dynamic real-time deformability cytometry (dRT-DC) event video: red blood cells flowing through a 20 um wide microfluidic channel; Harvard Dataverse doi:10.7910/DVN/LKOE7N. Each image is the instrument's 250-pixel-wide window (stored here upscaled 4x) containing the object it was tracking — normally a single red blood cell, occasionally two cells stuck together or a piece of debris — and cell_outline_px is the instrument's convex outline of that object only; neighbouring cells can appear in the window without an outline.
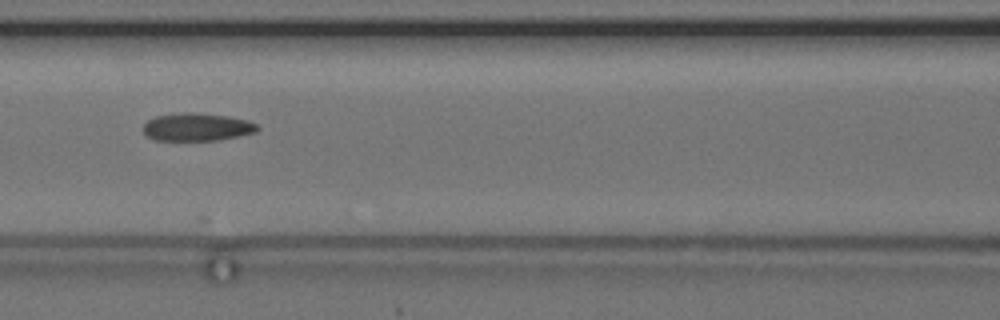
{"species": "common noctule bat (a hibernating species)", "species_latin": "Nyctalus noctula", "temperature_condition": "cold", "stored_images_in_passage": 15, "camera_frame_rate_fps": 3000, "um_per_image_px": 0.085, "animal": {"sex": "female", "body_mass_g": 24.6, "forearm_length_mm": 56.2}, "frame": {"image": 1, "passage_image": 5, "time_ms": 4.333, "image_size_px": [1000, 320], "cell_outline_px": [[260, 128], [256, 132], [240, 136], [220, 140], [152, 140], [144, 136], [144, 124], [148, 120], [156, 116], [180, 112], [200, 112], [228, 116], [248, 120], [256, 124]], "centroid_in_image_um": [16.74, 10.79], "position_along_channel_um": 149.9, "area_um2": 18.84}, "authors_computed_cell_mechanics": {"area_um2": 19.4786, "velocity_mm_per_s": 2.9669, "shape_relaxation_time_tau1_ms": null, "shape_relaxation_time_tau2_ms": 3.8552, "deformation_change_tau1": null, "deformation_change_tau2": 0.0975}}